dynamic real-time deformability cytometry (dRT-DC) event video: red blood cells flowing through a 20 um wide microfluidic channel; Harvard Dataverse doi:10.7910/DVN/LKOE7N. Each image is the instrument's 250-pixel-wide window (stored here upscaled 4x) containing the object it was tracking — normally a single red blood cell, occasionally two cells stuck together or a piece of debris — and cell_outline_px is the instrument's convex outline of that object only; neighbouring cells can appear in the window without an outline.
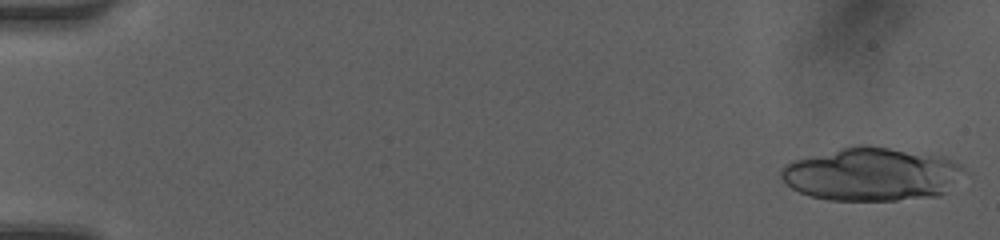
{"species": "human", "species_latin": "Homo sapiens", "temperature_condition": "room temperature", "stored_images_in_passage": 38, "camera_frame_rate_fps": 3000, "um_per_image_px": 0.085, "donor": {"sex": "female"}, "frame": {"image": 1, "passage_image": 1, "time_ms": 0.0, "image_size_px": [1000, 240], "cell_outline_px": [[972, 172], [944, 192], [936, 196], [896, 200], [828, 200], [812, 196], [800, 192], [792, 188], [780, 176], [780, 168], [784, 164], [792, 160], [856, 144], [868, 144], [944, 156], [960, 164]], "centroid_in_image_um": [74.16, 14.78], "position_along_channel_um": 10.8, "area_um2": 57.63}}
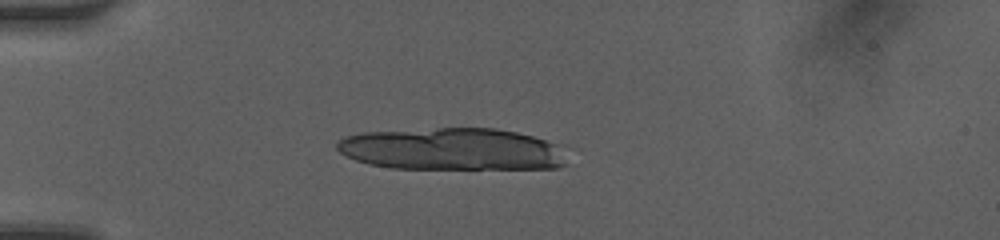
{"frame": {"image": 2, "passage_image": 13, "time_ms": 4.0, "image_size_px": [1000, 240], "cell_outline_px": [[568, 164], [556, 168], [392, 168], [368, 164], [356, 160], [340, 152], [336, 148], [336, 144], [344, 136], [364, 132], [436, 128], [496, 128], [516, 132], [532, 136], [560, 144]], "centroid_in_image_um": [38.45, 12.67], "position_along_channel_um": 46.5, "area_um2": 56.59}}